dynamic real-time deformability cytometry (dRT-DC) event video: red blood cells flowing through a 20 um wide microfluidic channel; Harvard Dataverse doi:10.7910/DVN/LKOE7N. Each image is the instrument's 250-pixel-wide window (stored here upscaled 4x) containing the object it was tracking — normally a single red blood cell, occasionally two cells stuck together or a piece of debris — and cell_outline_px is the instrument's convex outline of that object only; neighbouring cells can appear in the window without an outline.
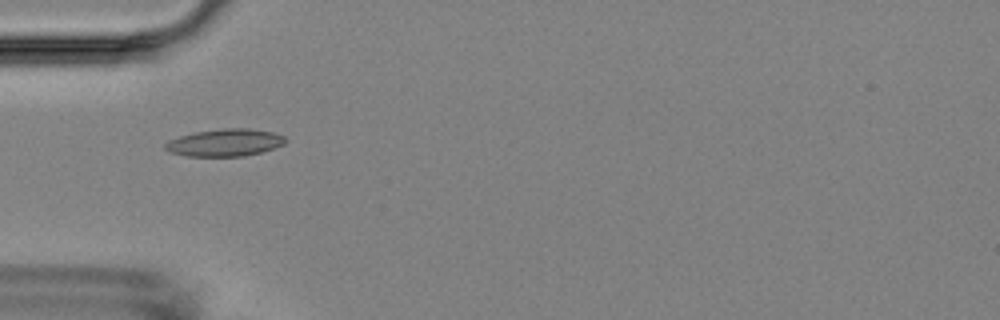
{"species": "Egyptian fruit bat (a non-hibernating species)", "species_latin": "Rousettus aegyptiacus", "temperature_condition": "room temperature", "stored_images_in_passage": 11, "camera_frame_rate_fps": 3000, "um_per_image_px": 0.085, "animal": {"sex": "female"}, "frame": {"image": 1, "passage_image": 2, "time_ms": 1.0, "image_size_px": [1000, 320], "cell_outline_px": [[288, 140], [284, 144], [260, 152], [244, 156], [184, 156], [168, 152], [164, 148], [164, 144], [168, 140], [180, 136], [196, 132], [220, 128], [248, 128], [272, 132], [284, 136]], "centroid_in_image_um": [19.08, 12.12], "position_along_channel_um": 65.9, "area_um2": 19.19}}
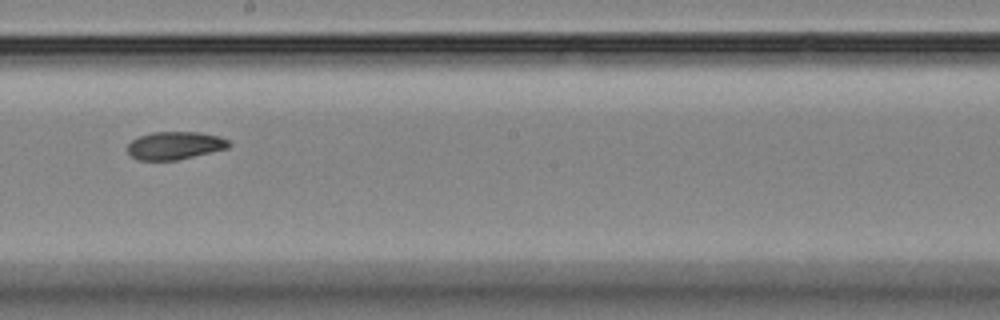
{"frame": {"image": 2, "passage_image": 6, "time_ms": 5.667, "image_size_px": [1000, 320], "cell_outline_px": [[232, 144], [228, 148], [176, 160], [136, 160], [128, 152], [128, 144], [132, 140], [140, 136], [152, 132], [200, 132], [220, 136], [228, 140]], "centroid_in_image_um": [14.88, 12.36], "position_along_channel_um": 233.3, "area_um2": 16.42}}
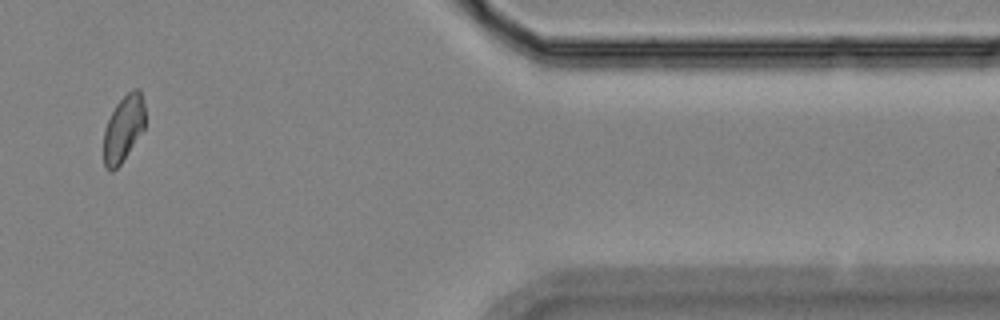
{"frame": {"image": 3, "passage_image": 10, "time_ms": 11.333, "image_size_px": [1000, 320], "cell_outline_px": [[144, 128], [120, 164], [112, 172], [108, 172], [104, 168], [104, 128], [116, 104], [128, 92], [136, 88], [140, 88], [144, 104]], "centroid_in_image_um": [10.47, 10.93], "position_along_channel_um": 400.9, "area_um2": 15.84}, "authors_computed_cell_mechanics": {"area_um2": 16.8776, "velocity_mm_per_s": 3.5946, "shape_relaxation_time_tau1_ms": 10.4324, "shape_relaxation_time_tau2_ms": 5.302, "deformation_change_tau1": 0.1481, "deformation_change_tau2": 0.0887}}